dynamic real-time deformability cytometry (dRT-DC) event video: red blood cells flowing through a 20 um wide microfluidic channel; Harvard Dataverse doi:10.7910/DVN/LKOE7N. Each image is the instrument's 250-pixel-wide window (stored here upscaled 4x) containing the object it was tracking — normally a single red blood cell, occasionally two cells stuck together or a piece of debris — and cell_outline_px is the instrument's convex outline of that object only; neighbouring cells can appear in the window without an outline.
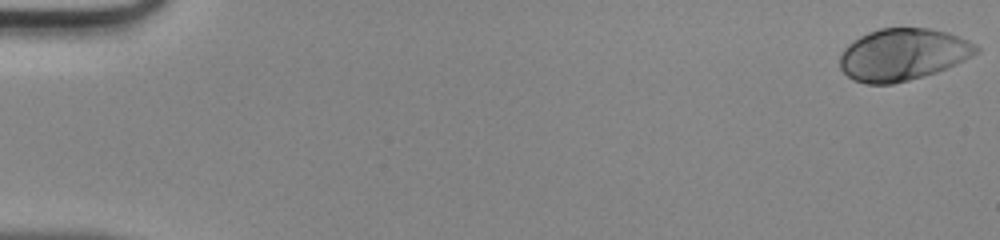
{"species": "human", "species_latin": "Homo sapiens", "temperature_condition": "room temperature", "stored_images_in_passage": 48, "camera_frame_rate_fps": 3000, "um_per_image_px": 0.085, "donor": {"sex": "male"}, "frame": {"image": 1, "passage_image": 1, "time_ms": 0.0, "image_size_px": [1000, 240], "cell_outline_px": [[980, 52], [956, 64], [936, 72], [924, 76], [892, 84], [864, 84], [852, 80], [840, 68], [840, 56], [844, 48], [848, 44], [860, 36], [868, 32], [880, 28], [932, 28], [948, 32], [968, 40], [976, 44], [980, 48]], "centroid_in_image_um": [76.75, 4.63], "position_along_channel_um": 8.3, "area_um2": 41.5}}
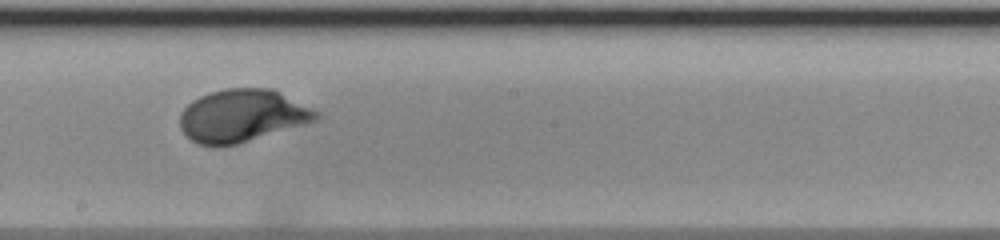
{"frame": {"image": 2, "passage_image": 28, "time_ms": 9.0, "image_size_px": [1000, 240], "cell_outline_px": [[320, 116], [316, 120], [304, 124], [236, 144], [216, 148], [200, 144], [192, 140], [180, 128], [180, 112], [192, 100], [200, 96], [212, 92], [228, 88], [272, 88], [320, 112]], "centroid_in_image_um": [20.56, 9.84], "position_along_channel_um": 227.6, "area_um2": 41.56}}
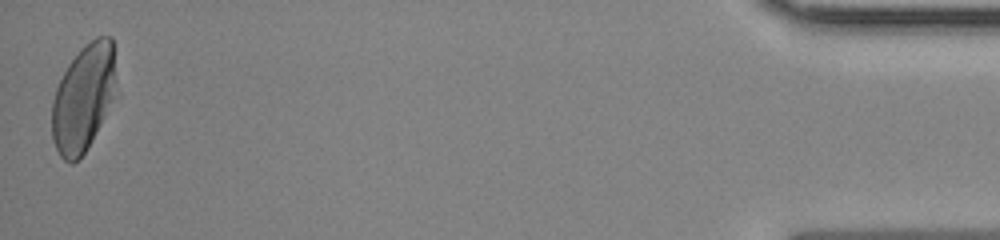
{"frame": {"image": 3, "passage_image": 48, "time_ms": 15.667, "image_size_px": [1000, 240], "cell_outline_px": [[120, 96], [84, 152], [72, 164], [68, 164], [60, 156], [52, 140], [52, 100], [56, 88], [68, 64], [80, 48], [84, 44], [96, 36], [112, 36]], "centroid_in_image_um": [7.18, 8.29], "position_along_channel_um": 428.0, "area_um2": 41.56}}